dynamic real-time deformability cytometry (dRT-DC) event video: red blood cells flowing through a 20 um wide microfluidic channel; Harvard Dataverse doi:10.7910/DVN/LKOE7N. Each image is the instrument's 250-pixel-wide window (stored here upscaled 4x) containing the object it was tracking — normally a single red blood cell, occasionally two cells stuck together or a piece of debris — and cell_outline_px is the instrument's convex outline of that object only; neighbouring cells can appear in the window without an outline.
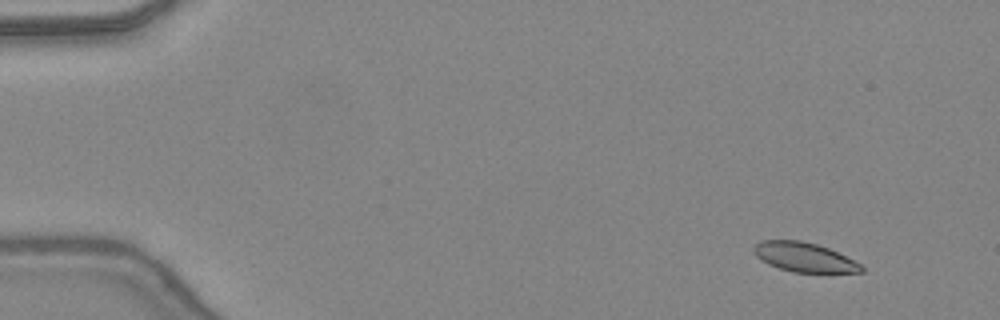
{"species": "common noctule bat (a hibernating species)", "species_latin": "Nyctalus noctula", "temperature_condition": "warm", "stored_images_in_passage": 48, "camera_frame_rate_fps": 3000, "um_per_image_px": 0.085, "animal": {"sex": "female", "body_mass_g": 24.6, "forearm_length_mm": 56.2}, "frame": {"image": 1, "passage_image": 5, "time_ms": 1.333, "image_size_px": [1000, 320], "cell_outline_px": [[864, 272], [792, 272], [768, 264], [760, 260], [752, 252], [752, 248], [756, 244], [764, 240], [800, 240], [816, 244], [828, 248], [860, 264], [864, 268]], "centroid_in_image_um": [68.3, 21.86], "position_along_channel_um": 16.7, "area_um2": 18.21}}
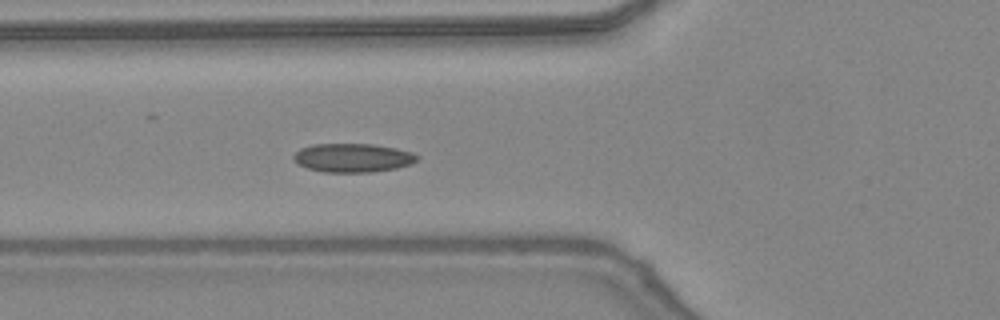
{"frame": {"image": 2, "passage_image": 19, "time_ms": 6.0, "image_size_px": [1000, 320], "cell_outline_px": [[420, 156], [412, 164], [396, 168], [372, 172], [324, 172], [308, 168], [292, 160], [292, 156], [300, 148], [312, 144], [372, 144], [396, 148], [412, 152]], "centroid_in_image_um": [29.99, 13.41], "position_along_channel_um": 95.8, "area_um2": 20.75}}
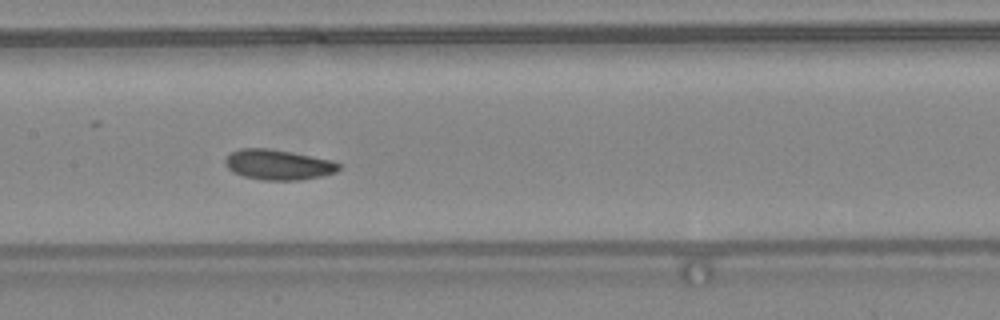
{"frame": {"image": 3, "passage_image": 25, "time_ms": 8.0, "image_size_px": [1000, 320], "cell_outline_px": [[340, 168], [336, 172], [324, 176], [300, 180], [260, 180], [244, 176], [232, 172], [228, 168], [224, 160], [232, 152], [240, 148], [268, 148], [292, 152], [332, 160], [340, 164]], "centroid_in_image_um": [23.66, 14.0], "position_along_channel_um": 183.7, "area_um2": 20.11}, "authors_computed_cell_mechanics": {"area_um2": 21.2993, "velocity_mm_per_s": 4.3917, "shape_relaxation_time_tau1_ms": 4.6653, "shape_relaxation_time_tau2_ms": 3.1757, "deformation_change_tau1": 0.0825, "deformation_change_tau2": 0.1035}}